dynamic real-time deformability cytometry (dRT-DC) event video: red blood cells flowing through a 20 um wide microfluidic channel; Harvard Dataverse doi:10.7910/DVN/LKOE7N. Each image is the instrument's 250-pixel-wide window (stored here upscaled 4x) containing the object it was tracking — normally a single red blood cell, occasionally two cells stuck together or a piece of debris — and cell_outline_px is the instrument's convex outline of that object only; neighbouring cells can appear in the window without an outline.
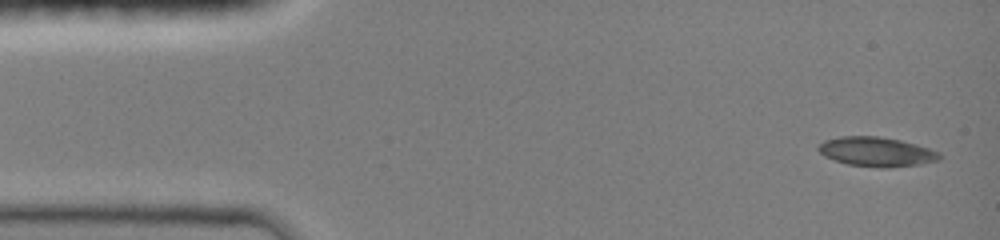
{"species": "common noctule bat (a hibernating species)", "species_latin": "Nyctalus noctula", "temperature_condition": "room temperature", "stored_images_in_passage": 43, "camera_frame_rate_fps": 3000, "um_per_image_px": 0.085, "animal": {"sex": "female", "body_mass_g": 19.0, "forearm_length_mm": 51.5}, "frame": {"image": 1, "passage_image": 1, "time_ms": 0.0, "image_size_px": [1000, 240], "cell_outline_px": [[940, 156], [936, 160], [916, 164], [848, 164], [824, 156], [816, 148], [824, 140], [840, 136], [880, 136], [900, 140], [916, 144], [928, 148], [936, 152]], "centroid_in_image_um": [74.39, 12.82], "position_along_channel_um": 10.6, "area_um2": 19.36}}
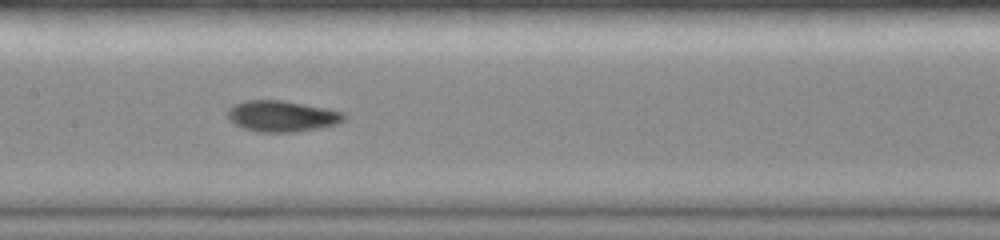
{"frame": {"image": 2, "passage_image": 19, "time_ms": 6.667, "image_size_px": [1000, 240], "cell_outline_px": [[344, 120], [336, 124], [320, 128], [296, 132], [260, 132], [244, 128], [236, 124], [228, 116], [228, 108], [244, 100], [280, 100], [324, 108], [344, 112]], "centroid_in_image_um": [23.97, 9.88], "position_along_channel_um": 183.4, "area_um2": 20.75}}
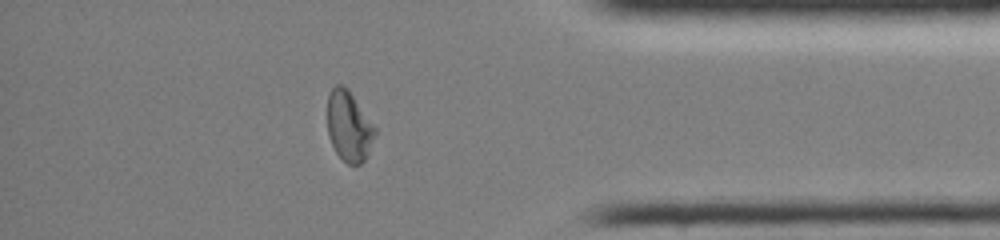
{"frame": {"image": 3, "passage_image": 36, "time_ms": 12.333, "image_size_px": [1000, 240], "cell_outline_px": [[376, 132], [368, 156], [360, 164], [348, 164], [336, 152], [328, 136], [328, 92], [336, 84], [340, 84], [348, 88], [376, 128]], "centroid_in_image_um": [29.66, 10.72], "position_along_channel_um": 405.5, "area_um2": 19.48}}